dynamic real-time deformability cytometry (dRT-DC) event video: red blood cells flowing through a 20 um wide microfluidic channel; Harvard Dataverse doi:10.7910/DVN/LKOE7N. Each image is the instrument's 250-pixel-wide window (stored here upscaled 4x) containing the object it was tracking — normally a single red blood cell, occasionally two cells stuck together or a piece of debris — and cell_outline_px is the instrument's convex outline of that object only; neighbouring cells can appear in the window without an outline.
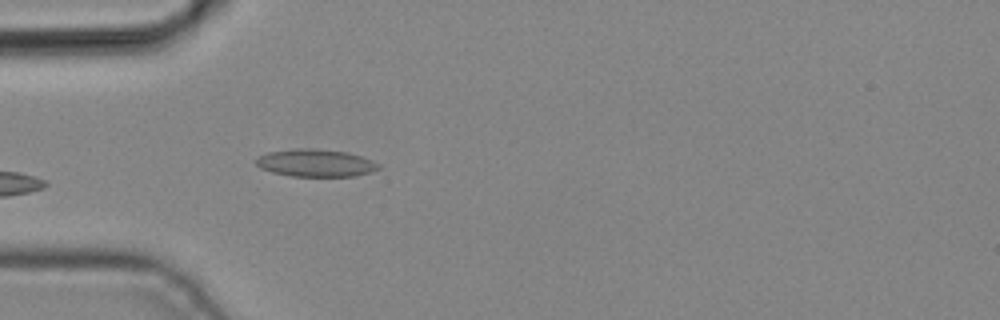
{"species": "common noctule bat (a hibernating species)", "species_latin": "Nyctalus noctula", "temperature_condition": "cold", "stored_images_in_passage": 4, "camera_frame_rate_fps": 3000, "um_per_image_px": 0.085, "animal": {"sex": "male", "body_mass_g": 19.2, "forearm_length_mm": 51.8}, "frame": {"image": 1, "passage_image": 4, "time_ms": 1.0, "image_size_px": [1000, 320], "cell_outline_px": [[380, 168], [372, 172], [356, 176], [292, 176], [272, 172], [260, 168], [256, 164], [256, 156], [268, 152], [296, 148], [316, 148], [348, 152], [372, 160], [380, 164]], "centroid_in_image_um": [26.83, 13.84], "position_along_channel_um": 58.2, "area_um2": 19.83}}